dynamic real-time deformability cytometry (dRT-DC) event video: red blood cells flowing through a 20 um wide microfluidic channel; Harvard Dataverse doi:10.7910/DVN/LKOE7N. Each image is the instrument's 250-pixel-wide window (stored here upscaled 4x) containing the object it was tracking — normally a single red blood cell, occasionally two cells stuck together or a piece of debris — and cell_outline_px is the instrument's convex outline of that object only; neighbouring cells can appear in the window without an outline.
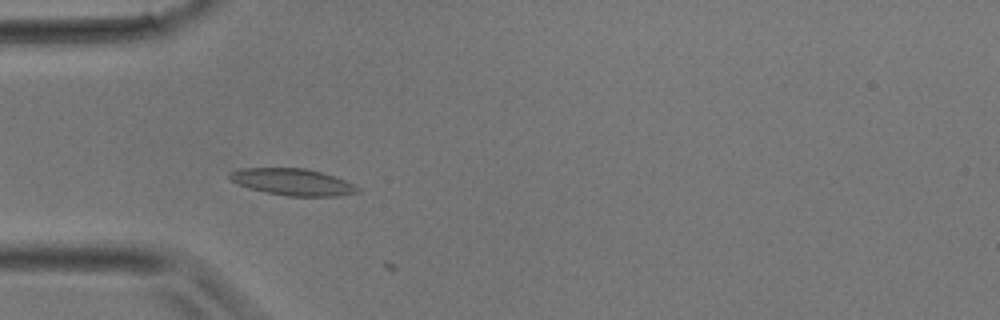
{"species": "common noctule bat (a hibernating species)", "species_latin": "Nyctalus noctula", "temperature_condition": "room temperature", "stored_images_in_passage": 9, "camera_frame_rate_fps": 3000, "um_per_image_px": 0.085, "animal": {"sex": "male", "body_mass_g": 17.9}, "frame": {"image": 1, "passage_image": 8, "time_ms": 2.333, "image_size_px": [1000, 320], "cell_outline_px": [[360, 192], [336, 196], [288, 196], [268, 192], [252, 188], [240, 184], [232, 180], [228, 176], [228, 172], [240, 168], [304, 168], [336, 176], [360, 188]], "centroid_in_image_um": [24.9, 15.46], "position_along_channel_um": 60.1, "area_um2": 19.65}}